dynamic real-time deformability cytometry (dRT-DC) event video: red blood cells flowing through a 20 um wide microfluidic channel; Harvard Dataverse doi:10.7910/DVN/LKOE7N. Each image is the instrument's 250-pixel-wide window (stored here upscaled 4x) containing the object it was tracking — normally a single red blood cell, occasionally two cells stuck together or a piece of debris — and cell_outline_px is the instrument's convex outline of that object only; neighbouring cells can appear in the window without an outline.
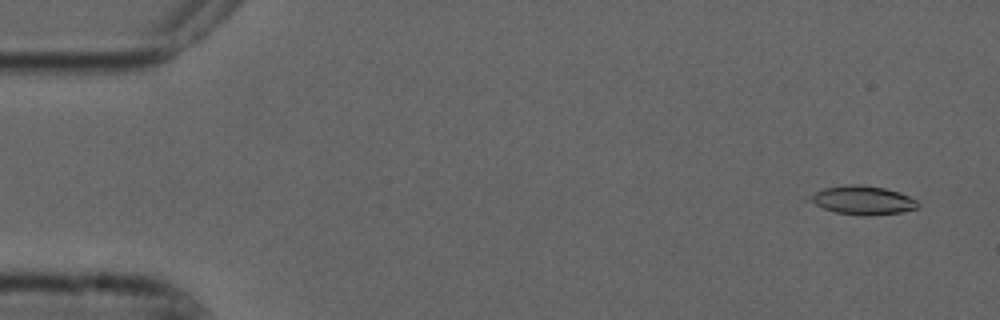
{"species": "common noctule bat (a hibernating species)", "species_latin": "Nyctalus noctula", "temperature_condition": "cold", "stored_images_in_passage": 15, "camera_frame_rate_fps": 3000, "um_per_image_px": 0.085, "animal": {"sex": "male", "forearm_length_mm": 52.5}, "frame": {"image": 1, "passage_image": 3, "time_ms": 0.667, "image_size_px": [1000, 320], "cell_outline_px": [[920, 204], [916, 208], [900, 212], [836, 212], [824, 208], [804, 200], [804, 196], [824, 188], [848, 184], [856, 184], [884, 188], [908, 196], [916, 200]], "centroid_in_image_um": [73.2, 16.95], "position_along_channel_um": 11.8, "area_um2": 17.11}}